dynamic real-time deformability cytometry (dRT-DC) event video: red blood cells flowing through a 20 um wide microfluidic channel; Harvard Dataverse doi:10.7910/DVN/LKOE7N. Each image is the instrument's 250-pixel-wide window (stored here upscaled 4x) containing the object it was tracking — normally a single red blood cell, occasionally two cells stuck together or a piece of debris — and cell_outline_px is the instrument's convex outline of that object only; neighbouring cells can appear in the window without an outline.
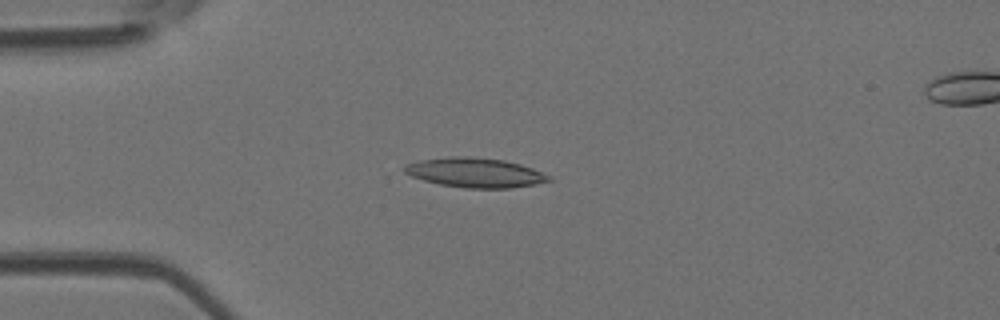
{"species": "Egyptian fruit bat (a non-hibernating species)", "species_latin": "Rousettus aegyptiacus", "temperature_condition": "room temperature", "stored_images_in_passage": 5, "camera_frame_rate_fps": 3000, "um_per_image_px": 0.085, "animal": {"sex": "female"}, "frame": {"image": 1, "passage_image": 3, "time_ms": 0.667, "image_size_px": [1000, 320], "cell_outline_px": [[552, 180], [512, 188], [464, 188], [440, 184], [424, 180], [412, 176], [404, 172], [404, 164], [424, 160], [452, 156], [464, 156], [504, 160], [520, 164], [532, 168], [552, 176]], "centroid_in_image_um": [40.4, 14.68], "position_along_channel_um": 44.6, "area_um2": 24.62}}